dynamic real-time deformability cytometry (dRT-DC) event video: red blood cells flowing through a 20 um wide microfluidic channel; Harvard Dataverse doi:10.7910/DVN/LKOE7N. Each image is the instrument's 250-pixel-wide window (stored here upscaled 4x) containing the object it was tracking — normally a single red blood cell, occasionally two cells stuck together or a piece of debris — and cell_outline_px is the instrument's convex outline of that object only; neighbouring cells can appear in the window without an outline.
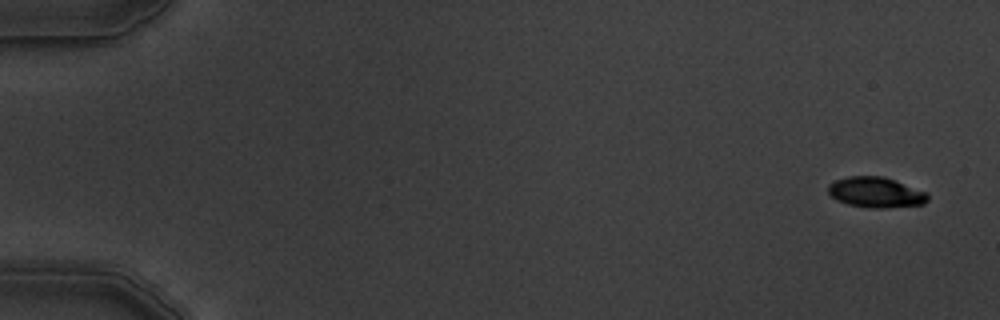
{"species": "common noctule bat (a hibernating species)", "species_latin": "Nyctalus noctula", "temperature_condition": "warm", "stored_images_in_passage": 10, "camera_frame_rate_fps": 3000, "um_per_image_px": 0.085, "animal": {"sex": "male", "body_mass_g": 19.5, "forearm_length_mm": 54.6}, "frame": {"image": 1, "passage_image": 1, "time_ms": 0.0, "image_size_px": [1000, 320], "cell_outline_px": [[928, 200], [924, 204], [884, 208], [872, 208], [848, 204], [836, 200], [828, 192], [828, 184], [836, 180], [848, 176], [884, 176], [896, 180], [924, 192], [928, 196]], "centroid_in_image_um": [74.42, 16.34], "position_along_channel_um": 10.6, "area_um2": 17.57}}
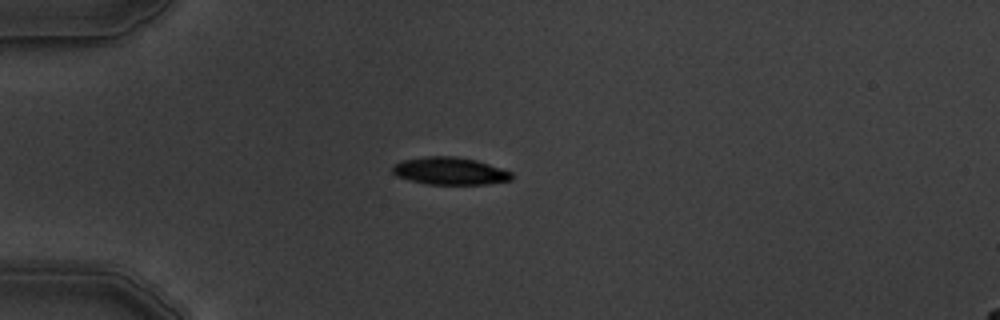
{"frame": {"image": 2, "passage_image": 4, "time_ms": 4.333, "image_size_px": [1000, 320], "cell_outline_px": [[512, 180], [488, 184], [428, 184], [408, 180], [396, 176], [392, 172], [392, 168], [396, 164], [404, 160], [424, 156], [456, 156], [476, 160], [512, 172]], "centroid_in_image_um": [38.24, 14.54], "position_along_channel_um": 46.8, "area_um2": 19.02}}